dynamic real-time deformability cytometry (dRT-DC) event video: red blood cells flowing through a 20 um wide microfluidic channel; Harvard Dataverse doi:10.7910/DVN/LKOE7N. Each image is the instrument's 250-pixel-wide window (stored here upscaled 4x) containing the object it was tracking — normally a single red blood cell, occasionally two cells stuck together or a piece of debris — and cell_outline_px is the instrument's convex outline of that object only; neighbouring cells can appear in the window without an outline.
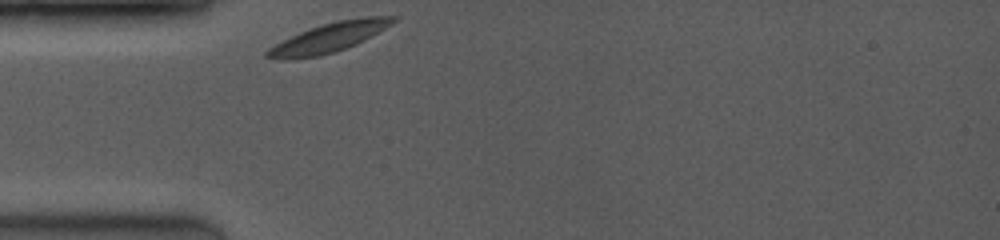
{"species": "common noctule bat (a hibernating species)", "species_latin": "Nyctalus noctula", "temperature_condition": "room temperature", "stored_images_in_passage": 24, "camera_frame_rate_fps": 3500, "um_per_image_px": 0.085, "animal": {"sex": "female", "body_mass_g": 19.0, "forearm_length_mm": 53.3}, "frame": {"image": 1, "passage_image": 1, "time_ms": 0.0, "image_size_px": [1000, 240], "cell_outline_px": [[400, 16], [392, 24], [364, 40], [356, 44], [320, 56], [288, 60], [280, 60], [264, 56], [264, 52], [268, 48], [300, 32], [336, 20], [364, 16]], "centroid_in_image_um": [27.96, 3.19], "position_along_channel_um": 57.0, "area_um2": 21.39}}
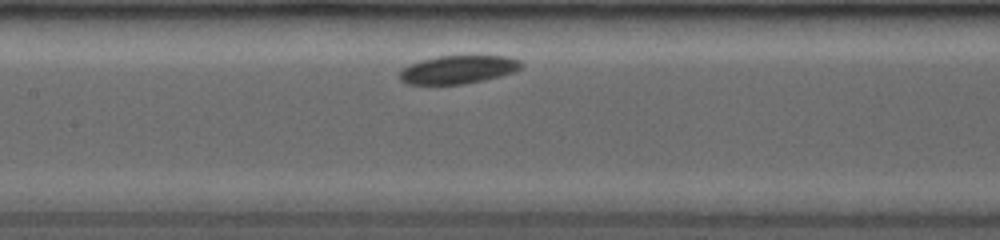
{"frame": {"image": 2, "passage_image": 16, "time_ms": 3.143, "image_size_px": [1000, 240], "cell_outline_px": [[524, 64], [516, 72], [484, 80], [464, 84], [408, 84], [400, 80], [400, 72], [408, 64], [420, 60], [440, 56], [508, 56], [520, 60]], "centroid_in_image_um": [38.97, 5.91], "position_along_channel_um": 168.4, "area_um2": 20.06}}